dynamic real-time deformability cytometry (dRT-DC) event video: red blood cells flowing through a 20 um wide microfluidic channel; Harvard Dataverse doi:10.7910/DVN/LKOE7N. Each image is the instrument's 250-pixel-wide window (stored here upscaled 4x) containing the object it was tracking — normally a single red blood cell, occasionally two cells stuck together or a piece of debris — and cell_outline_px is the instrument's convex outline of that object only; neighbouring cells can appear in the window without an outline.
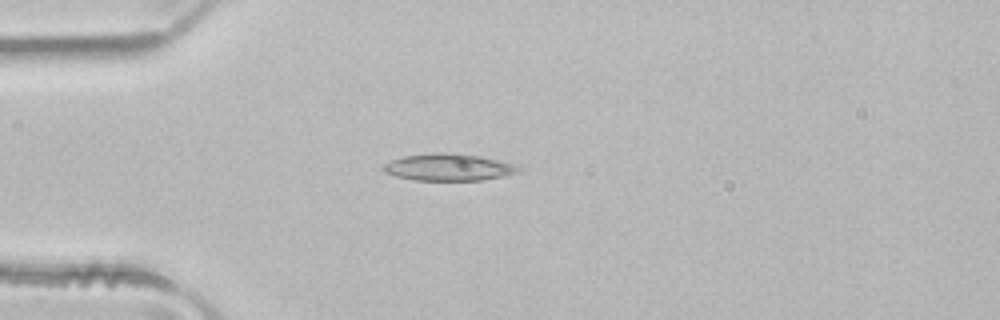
{"species": "common noctule bat (a hibernating species)", "species_latin": "Nyctalus noctula", "temperature_condition": "room temperature", "stored_images_in_passage": 3, "camera_frame_rate_fps": 3000, "um_per_image_px": 0.085, "animal": {"sex": "male", "body_mass_g": 21.5, "forearm_length_mm": 52.0}, "frame": {"image": 1, "passage_image": 3, "time_ms": 0.667, "image_size_px": [1000, 320], "cell_outline_px": [[520, 172], [480, 180], [416, 180], [396, 176], [384, 172], [380, 168], [384, 164], [392, 160], [404, 156], [436, 152], [480, 156], [512, 164], [520, 168]], "centroid_in_image_um": [38.06, 14.22], "position_along_channel_um": 46.9, "area_um2": 20.81}}